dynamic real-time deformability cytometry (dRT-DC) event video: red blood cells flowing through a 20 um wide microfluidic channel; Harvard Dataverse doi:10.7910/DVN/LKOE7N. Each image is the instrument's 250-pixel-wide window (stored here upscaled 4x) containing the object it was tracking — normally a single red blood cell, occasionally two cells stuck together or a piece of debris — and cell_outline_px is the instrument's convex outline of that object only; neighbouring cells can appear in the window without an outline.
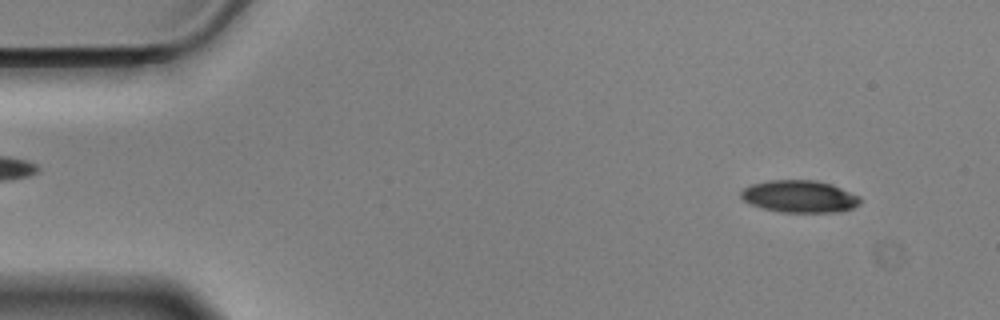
{"species": "Egyptian fruit bat (a non-hibernating species)", "species_latin": "Rousettus aegyptiacus", "temperature_condition": "cold", "stored_images_in_passage": 57, "camera_frame_rate_fps": 3000, "um_per_image_px": 0.085, "animal": {"sex": "male"}, "frame": {"image": 1, "passage_image": 5, "time_ms": 1.333, "image_size_px": [1000, 320], "cell_outline_px": [[860, 204], [852, 208], [840, 212], [780, 212], [764, 208], [752, 204], [744, 200], [740, 196], [740, 192], [744, 188], [752, 184], [768, 180], [816, 180], [832, 184], [860, 196]], "centroid_in_image_um": [67.98, 16.69], "position_along_channel_um": 17.0, "area_um2": 22.37}}
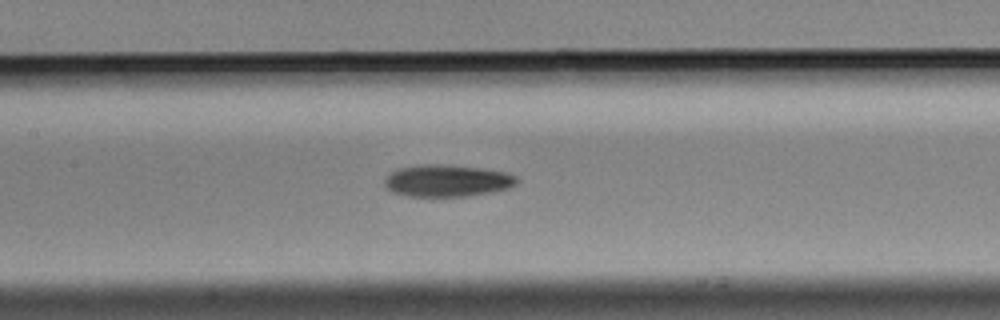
{"frame": {"image": 2, "passage_image": 26, "time_ms": 8.333, "image_size_px": [1000, 320], "cell_outline_px": [[516, 184], [508, 188], [492, 192], [468, 196], [408, 196], [392, 192], [384, 184], [384, 180], [392, 172], [400, 168], [416, 164], [440, 164], [484, 168], [504, 172], [516, 176]], "centroid_in_image_um": [38.0, 15.35], "position_along_channel_um": 169.4, "area_um2": 24.57}}
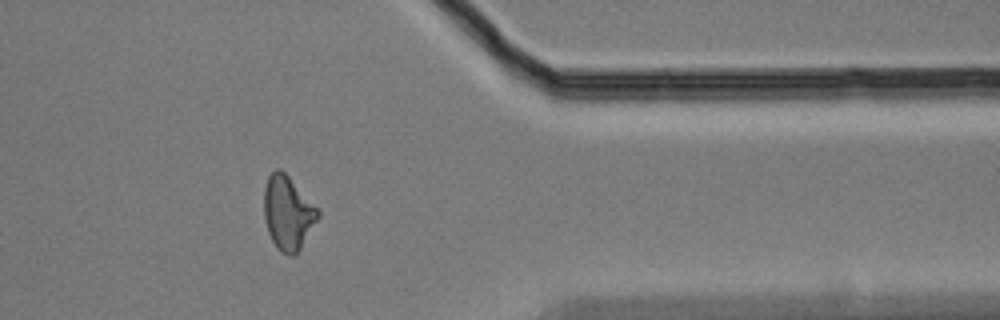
{"frame": {"image": 3, "passage_image": 46, "time_ms": 15.0, "image_size_px": [1000, 320], "cell_outline_px": [[320, 216], [300, 248], [292, 256], [288, 256], [280, 252], [276, 248], [268, 232], [264, 220], [264, 188], [268, 176], [276, 168], [280, 168], [288, 176], [320, 212]], "centroid_in_image_um": [24.44, 18.11], "position_along_channel_um": 387.0, "area_um2": 22.95}, "authors_computed_cell_mechanics": {"area_um2": 23.2934, "velocity_mm_per_s": 3.5056, "shape_relaxation_time_tau1_ms": 3.9895, "shape_relaxation_time_tau2_ms": null, "deformation_change_tau1": 0.1342, "deformation_change_tau2": null}}